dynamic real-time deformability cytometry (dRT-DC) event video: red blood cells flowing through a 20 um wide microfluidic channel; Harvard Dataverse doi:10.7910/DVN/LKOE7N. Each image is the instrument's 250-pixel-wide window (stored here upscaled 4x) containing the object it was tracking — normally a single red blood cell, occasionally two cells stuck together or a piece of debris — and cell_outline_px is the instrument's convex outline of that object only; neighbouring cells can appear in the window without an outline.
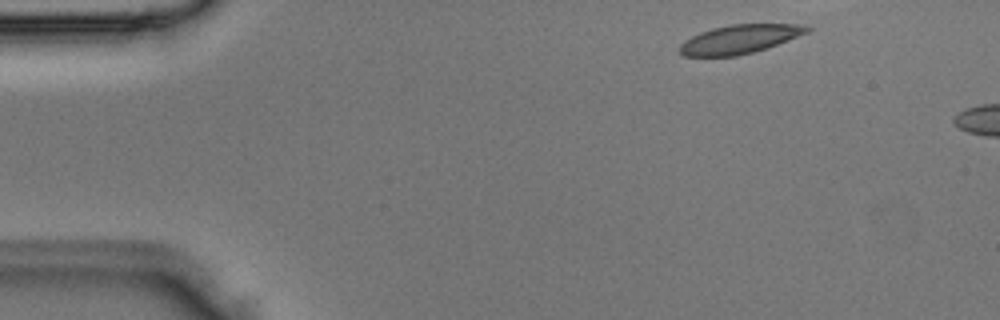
{"species": "Egyptian fruit bat (a non-hibernating species)", "species_latin": "Rousettus aegyptiacus", "temperature_condition": "room temperature", "stored_images_in_passage": 3, "camera_frame_rate_fps": 3000, "um_per_image_px": 0.085, "animal": {"sex": "male"}, "frame": {"image": 1, "passage_image": 1, "time_ms": 0.0, "image_size_px": [1000, 320], "cell_outline_px": [[812, 28], [808, 32], [776, 44], [752, 52], [736, 56], [684, 56], [680, 52], [680, 44], [684, 40], [700, 32], [712, 28], [732, 24], [804, 24]], "centroid_in_image_um": [62.85, 3.32], "position_along_channel_um": 22.2, "area_um2": 21.1}}